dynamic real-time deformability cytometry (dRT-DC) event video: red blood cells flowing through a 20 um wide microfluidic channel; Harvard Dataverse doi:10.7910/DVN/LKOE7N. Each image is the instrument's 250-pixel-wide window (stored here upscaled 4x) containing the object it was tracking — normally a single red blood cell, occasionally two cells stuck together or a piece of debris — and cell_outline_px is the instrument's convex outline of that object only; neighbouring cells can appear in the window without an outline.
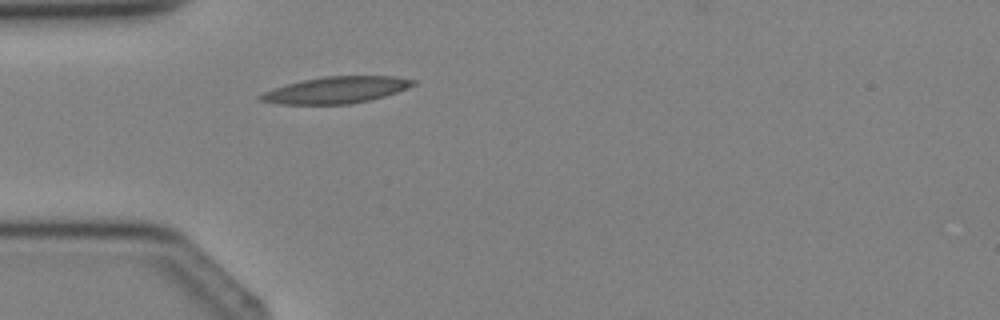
{"species": "Egyptian fruit bat (a non-hibernating species)", "species_latin": "Rousettus aegyptiacus", "temperature_condition": "cold", "stored_images_in_passage": 1, "camera_frame_rate_fps": 3000, "um_per_image_px": 0.085, "animal": {"sex": "female"}, "frame": {"image": 1, "passage_image": 1, "time_ms": 0.0, "image_size_px": [1000, 320], "cell_outline_px": [[416, 84], [408, 88], [384, 96], [368, 100], [348, 104], [280, 104], [260, 100], [256, 96], [272, 88], [304, 80], [324, 76], [396, 76], [416, 80]], "centroid_in_image_um": [28.58, 7.64], "position_along_channel_um": 56.4, "area_um2": 23.52}}